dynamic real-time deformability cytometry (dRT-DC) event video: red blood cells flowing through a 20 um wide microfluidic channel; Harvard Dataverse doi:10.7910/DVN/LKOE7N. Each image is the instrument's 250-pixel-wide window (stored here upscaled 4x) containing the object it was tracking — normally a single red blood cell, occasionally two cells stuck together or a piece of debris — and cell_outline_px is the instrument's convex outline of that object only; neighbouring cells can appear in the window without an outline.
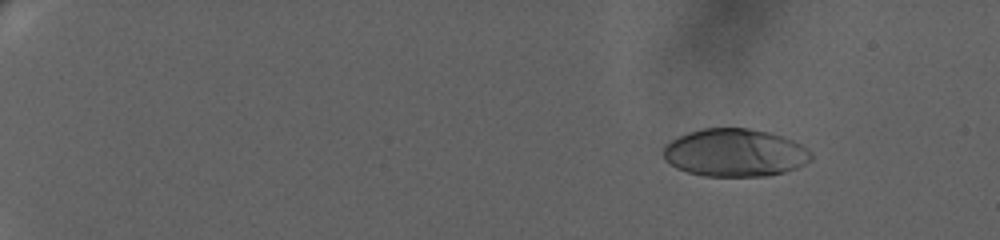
{"species": "human", "species_latin": "Homo sapiens", "temperature_condition": "warm", "stored_images_in_passage": 11, "segment_of_instrument_passage": [2, 2], "camera_frame_rate_fps": 3000, "um_per_image_px": 0.085, "donor": {"sex": "female"}, "frame": {"image": 1, "passage_image": 11, "time_ms": 3.333, "image_size_px": [1000, 240], "cell_outline_px": [[812, 160], [796, 168], [784, 172], [768, 176], [704, 176], [688, 172], [676, 168], [664, 160], [664, 144], [688, 132], [704, 128], [748, 128], [768, 132], [784, 136], [800, 144], [812, 152]], "centroid_in_image_um": [62.47, 12.98], "position_along_channel_um": 22.5, "area_um2": 41.33}}